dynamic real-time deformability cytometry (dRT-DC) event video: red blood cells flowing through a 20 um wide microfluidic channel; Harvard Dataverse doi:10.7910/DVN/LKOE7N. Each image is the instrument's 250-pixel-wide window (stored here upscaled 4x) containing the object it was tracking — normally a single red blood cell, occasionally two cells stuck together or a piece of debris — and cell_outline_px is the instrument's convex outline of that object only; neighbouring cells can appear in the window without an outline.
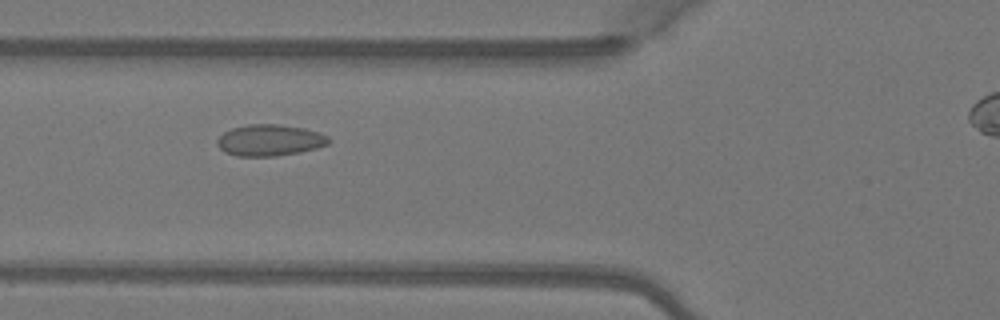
{"species": "Egyptian fruit bat (a non-hibernating species)", "species_latin": "Rousettus aegyptiacus", "temperature_condition": "warm", "stored_images_in_passage": 38, "camera_frame_rate_fps": 3000, "um_per_image_px": 0.085, "animal": {"sex": "female"}, "frame": {"image": 1, "passage_image": 12, "time_ms": 3.667, "image_size_px": [1000, 320], "cell_outline_px": [[332, 140], [328, 144], [316, 148], [300, 152], [276, 156], [236, 156], [224, 152], [216, 144], [216, 140], [224, 132], [232, 128], [248, 124], [276, 124], [304, 128], [320, 132], [328, 136]], "centroid_in_image_um": [22.93, 11.92], "position_along_channel_um": 102.9, "area_um2": 20.52}}
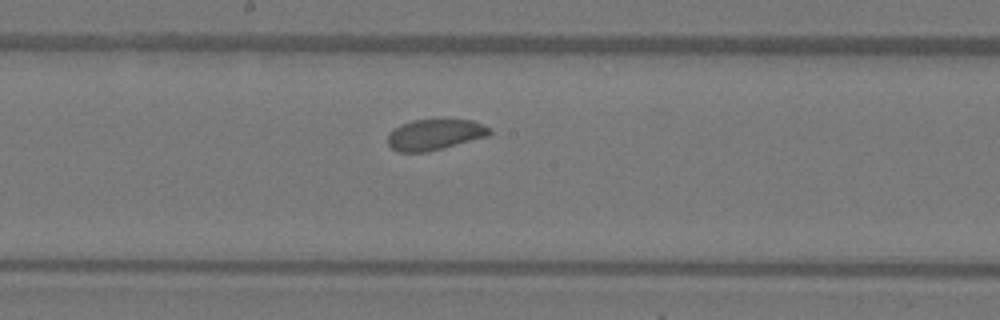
{"frame": {"image": 2, "passage_image": 20, "time_ms": 6.333, "image_size_px": [1000, 320], "cell_outline_px": [[492, 132], [488, 136], [444, 148], [428, 152], [396, 152], [388, 144], [388, 136], [400, 124], [412, 120], [444, 116], [472, 120], [492, 128]], "centroid_in_image_um": [37.01, 11.39], "position_along_channel_um": 211.2, "area_um2": 19.13}}
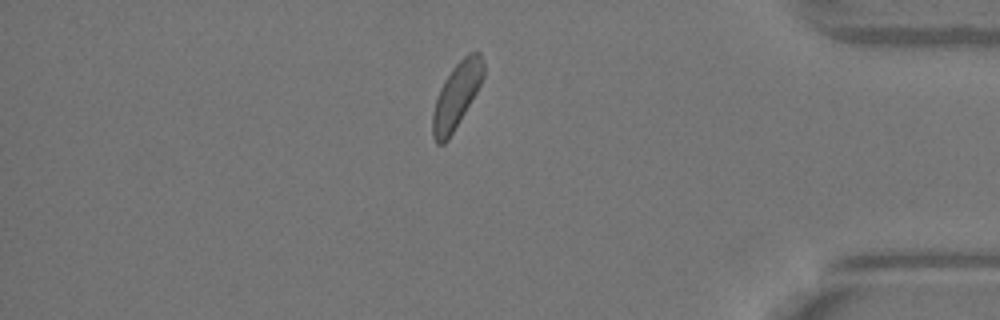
{"frame": {"image": 3, "passage_image": 36, "time_ms": 11.667, "image_size_px": [1000, 320], "cell_outline_px": [[484, 76], [476, 92], [448, 140], [444, 144], [436, 144], [432, 136], [432, 112], [440, 88], [444, 80], [452, 68], [464, 56], [472, 52], [480, 52], [484, 60]], "centroid_in_image_um": [38.79, 8.12], "position_along_channel_um": 396.4, "area_um2": 19.19}, "authors_computed_cell_mechanics": {"area_um2": 19.3052, "velocity_mm_per_s": 4.0578, "shape_relaxation_time_tau1_ms": 3.1154, "shape_relaxation_time_tau2_ms": 5.8543, "deformation_change_tau1": 0.0316, "deformation_change_tau2": 0.0964}}